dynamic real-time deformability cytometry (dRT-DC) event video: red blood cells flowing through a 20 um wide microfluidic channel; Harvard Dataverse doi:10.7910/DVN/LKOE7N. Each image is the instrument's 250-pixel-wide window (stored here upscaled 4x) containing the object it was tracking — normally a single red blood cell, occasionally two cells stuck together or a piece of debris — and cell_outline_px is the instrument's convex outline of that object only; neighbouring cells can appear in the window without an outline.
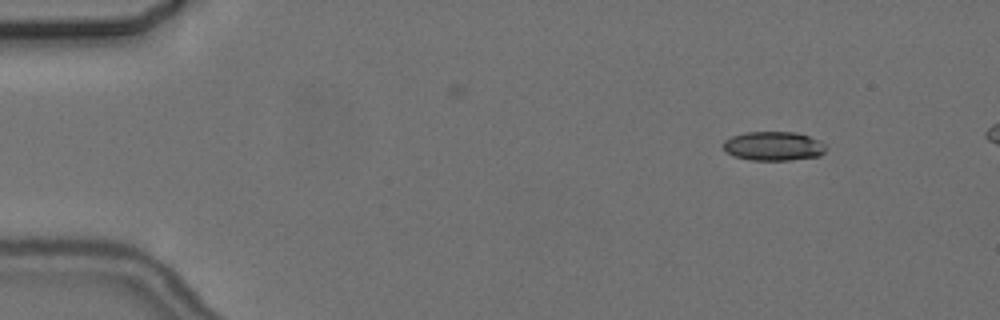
{"species": "common noctule bat (a hibernating species)", "species_latin": "Nyctalus noctula", "temperature_condition": "cold", "stored_images_in_passage": 3, "camera_frame_rate_fps": 3000, "um_per_image_px": 0.085, "animal": {"sex": "female", "body_mass_g": 24.6, "forearm_length_mm": 56.2}, "frame": {"image": 1, "passage_image": 1, "time_ms": 0.0, "image_size_px": [1000, 320], "cell_outline_px": [[828, 148], [820, 156], [792, 160], [752, 160], [732, 156], [724, 152], [720, 144], [724, 140], [732, 136], [748, 132], [796, 132], [820, 140]], "centroid_in_image_um": [65.72, 12.42], "position_along_channel_um": 19.3, "area_um2": 17.74}}